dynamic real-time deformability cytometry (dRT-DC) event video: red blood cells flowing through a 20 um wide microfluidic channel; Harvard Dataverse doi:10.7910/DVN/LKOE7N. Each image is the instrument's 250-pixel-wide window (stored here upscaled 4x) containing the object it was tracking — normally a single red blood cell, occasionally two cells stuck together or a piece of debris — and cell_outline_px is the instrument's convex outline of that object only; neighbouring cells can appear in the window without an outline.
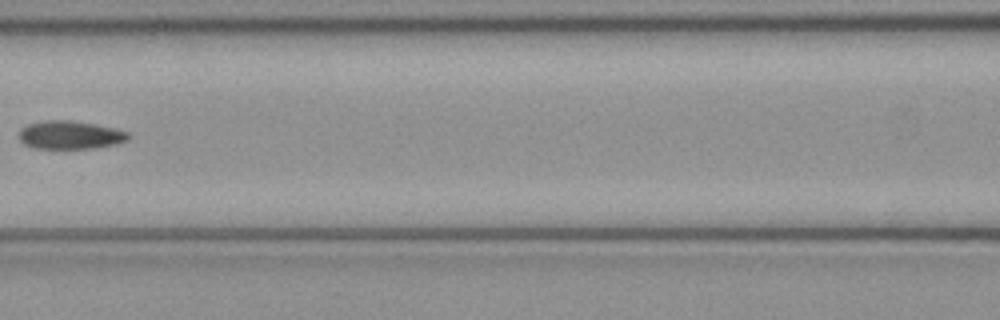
{"species": "common noctule bat (a hibernating species)", "species_latin": "Nyctalus noctula", "temperature_condition": "cold", "stored_images_in_passage": 6, "camera_frame_rate_fps": 3000, "um_per_image_px": 0.085, "animal": {"sex": "female", "body_mass_g": 21.9}, "frame": {"image": 1, "passage_image": 6, "time_ms": 1.667, "image_size_px": [1000, 320], "cell_outline_px": [[132, 136], [128, 140], [116, 144], [92, 148], [32, 148], [24, 144], [16, 136], [20, 128], [28, 124], [44, 120], [68, 120], [116, 128], [128, 132]], "centroid_in_image_um": [5.93, 11.47], "position_along_channel_um": 160.7, "area_um2": 18.15}}